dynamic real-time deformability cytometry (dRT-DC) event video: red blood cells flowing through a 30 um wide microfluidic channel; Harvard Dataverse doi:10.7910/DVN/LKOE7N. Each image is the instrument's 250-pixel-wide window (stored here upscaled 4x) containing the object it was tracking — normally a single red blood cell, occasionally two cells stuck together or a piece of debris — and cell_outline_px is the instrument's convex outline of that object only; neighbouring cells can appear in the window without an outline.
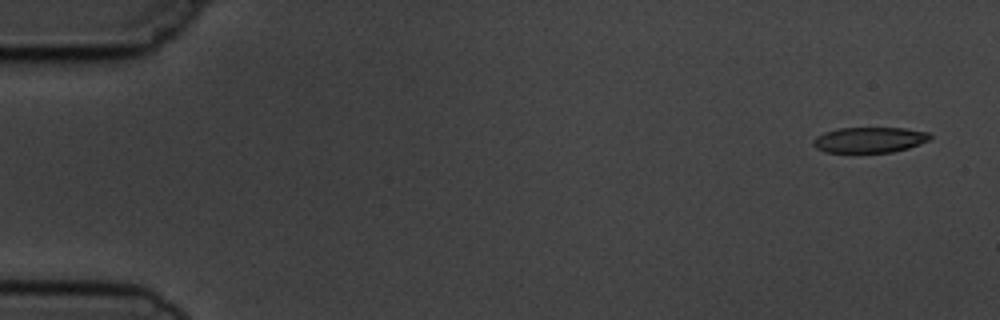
{"species": "common noctule bat (a hibernating species)", "species_latin": "Nyctalus noctula", "temperature_condition": "cold", "stored_images_in_passage": 5, "camera_frame_rate_fps": 3000, "um_per_image_px": 0.085, "animal": {"sex": "male", "body_mass_g": 19.5, "forearm_length_mm": 54.6}, "frame": {"image": 1, "passage_image": 1, "time_ms": 0.0, "image_size_px": [1000, 320], "cell_outline_px": [[932, 136], [928, 140], [908, 148], [892, 152], [824, 152], [816, 148], [812, 144], [812, 140], [816, 136], [824, 132], [840, 128], [904, 128], [928, 132]], "centroid_in_image_um": [73.87, 11.88], "position_along_channel_um": 11.1, "area_um2": 17.34}}
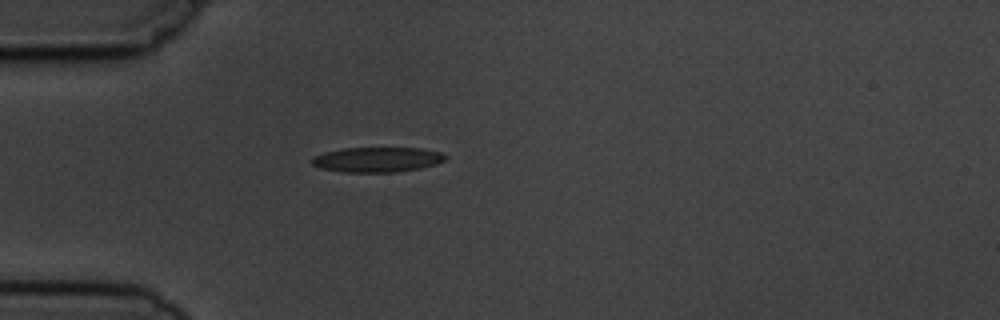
{"frame": {"image": 2, "passage_image": 5, "time_ms": 4.333, "image_size_px": [1000, 320], "cell_outline_px": [[448, 156], [444, 160], [436, 164], [420, 168], [396, 172], [340, 172], [320, 168], [312, 164], [312, 160], [316, 156], [324, 152], [344, 148], [424, 148], [440, 152]], "centroid_in_image_um": [32.08, 13.56], "position_along_channel_um": 52.9, "area_um2": 19.42}}